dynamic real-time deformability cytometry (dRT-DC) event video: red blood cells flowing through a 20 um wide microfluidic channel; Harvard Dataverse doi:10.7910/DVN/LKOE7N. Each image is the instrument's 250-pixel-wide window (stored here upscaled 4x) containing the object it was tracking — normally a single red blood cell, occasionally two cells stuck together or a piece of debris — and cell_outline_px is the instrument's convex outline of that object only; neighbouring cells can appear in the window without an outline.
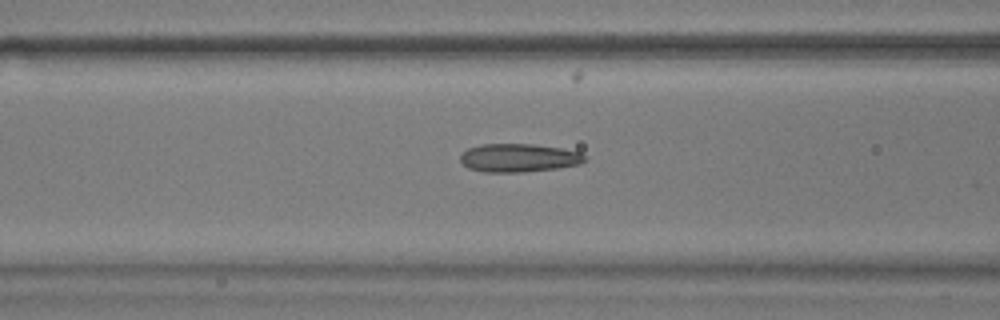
{"species": "common noctule bat (a hibernating species)", "species_latin": "Nyctalus noctula", "temperature_condition": "warm", "stored_images_in_passage": 40, "camera_frame_rate_fps": 3000, "um_per_image_px": 0.085, "animal": {"sex": "male", "body_mass_g": 17.9}, "frame": {"image": 1, "passage_image": 22, "time_ms": 7.0, "image_size_px": [1000, 320], "cell_outline_px": [[588, 160], [580, 164], [560, 168], [524, 172], [484, 172], [468, 168], [460, 160], [460, 156], [468, 148], [480, 144], [532, 144], [564, 148], [580, 152]], "centroid_in_image_um": [44.13, 13.42], "position_along_channel_um": 122.5, "area_um2": 20.75}}
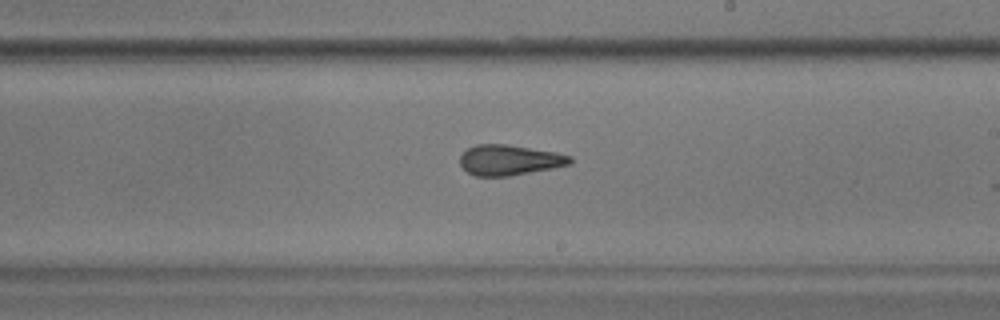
{"frame": {"image": 2, "passage_image": 32, "time_ms": 10.333, "image_size_px": [1000, 320], "cell_outline_px": [[572, 164], [552, 168], [508, 176], [476, 176], [468, 172], [460, 164], [460, 156], [468, 148], [476, 144], [508, 144], [556, 152], [572, 156]], "centroid_in_image_um": [43.32, 13.59], "position_along_channel_um": 245.7, "area_um2": 19.48}}
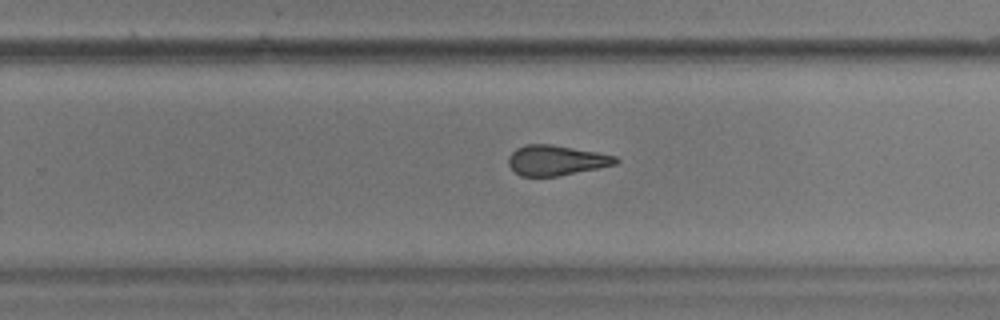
{"frame": {"image": 3, "passage_image": 35, "time_ms": 11.333, "image_size_px": [1000, 320], "cell_outline_px": [[620, 160], [616, 164], [556, 176], [520, 176], [508, 164], [508, 156], [516, 148], [528, 144], [552, 144], [596, 152], [616, 156]], "centroid_in_image_um": [47.25, 13.61], "position_along_channel_um": 282.6, "area_um2": 18.61}}